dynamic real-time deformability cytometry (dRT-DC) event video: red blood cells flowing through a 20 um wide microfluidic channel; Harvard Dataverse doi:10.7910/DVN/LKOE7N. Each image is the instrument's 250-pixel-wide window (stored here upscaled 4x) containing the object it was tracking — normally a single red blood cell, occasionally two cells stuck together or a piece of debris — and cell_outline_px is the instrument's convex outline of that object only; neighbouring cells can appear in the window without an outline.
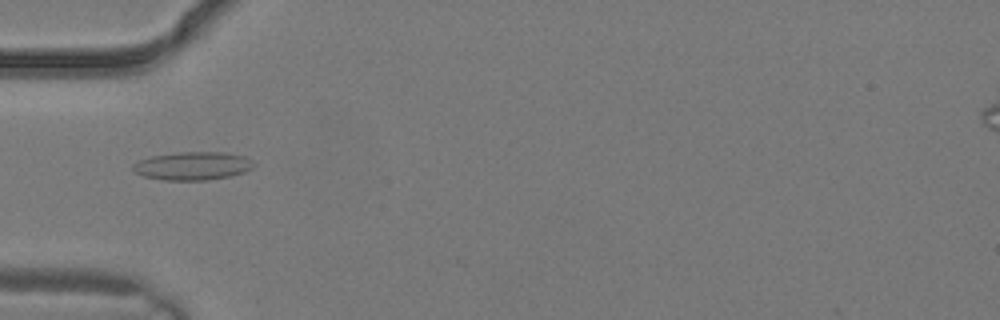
{"species": "common noctule bat (a hibernating species)", "species_latin": "Nyctalus noctula", "temperature_condition": "warm", "stored_images_in_passage": 1, "camera_frame_rate_fps": 3000, "um_per_image_px": 0.085, "animal": {"sex": "male", "body_mass_g": 19.2, "forearm_length_mm": 51.8}, "frame": {"image": 1, "passage_image": 1, "time_ms": 0.0, "image_size_px": [1000, 320], "cell_outline_px": [[256, 164], [252, 168], [244, 172], [232, 176], [204, 180], [164, 180], [144, 176], [136, 172], [132, 168], [132, 164], [140, 160], [152, 156], [180, 152], [224, 152], [248, 156]], "centroid_in_image_um": [16.44, 14.09], "position_along_channel_um": 68.6, "area_um2": 19.94}}